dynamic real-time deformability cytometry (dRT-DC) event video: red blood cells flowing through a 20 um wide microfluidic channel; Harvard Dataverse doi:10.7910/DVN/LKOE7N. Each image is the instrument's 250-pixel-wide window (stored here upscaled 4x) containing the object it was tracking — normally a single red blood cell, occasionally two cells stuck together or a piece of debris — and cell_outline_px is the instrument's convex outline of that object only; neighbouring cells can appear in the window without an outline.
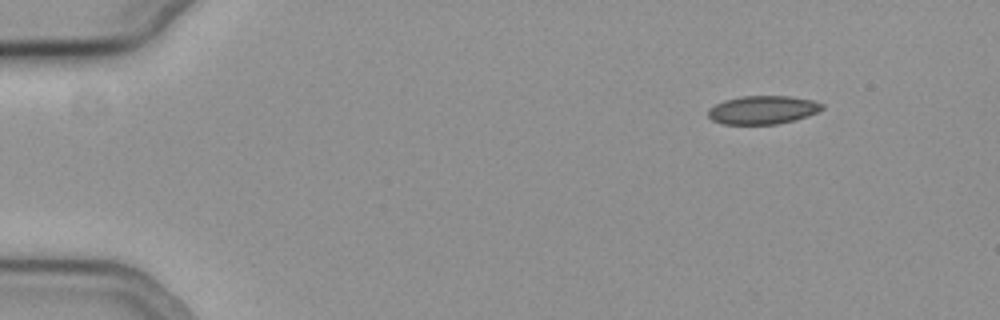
{"species": "common noctule bat (a hibernating species)", "species_latin": "Nyctalus noctula", "temperature_condition": "cold", "stored_images_in_passage": 13, "camera_frame_rate_fps": 3000, "um_per_image_px": 0.085, "animal": {"sex": "female", "body_mass_g": 19.3, "forearm_length_mm": 54.1}, "frame": {"image": 1, "passage_image": 1, "time_ms": 0.0, "image_size_px": [1000, 320], "cell_outline_px": [[824, 108], [808, 116], [776, 124], [724, 124], [712, 120], [708, 116], [708, 108], [724, 100], [740, 96], [792, 96], [812, 100], [824, 104]], "centroid_in_image_um": [64.82, 9.33], "position_along_channel_um": 20.2, "area_um2": 18.84}}
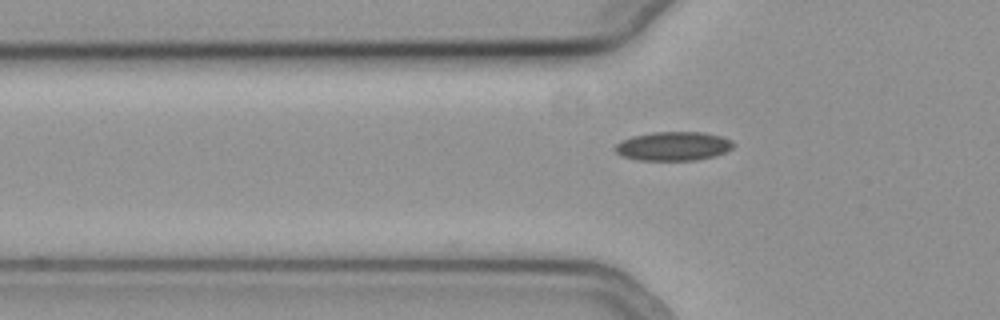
{"frame": {"image": 2, "passage_image": 13, "time_ms": 4.0, "image_size_px": [1000, 320], "cell_outline_px": [[736, 144], [732, 148], [724, 152], [712, 156], [696, 160], [640, 160], [620, 156], [612, 148], [620, 140], [632, 136], [652, 132], [704, 132], [720, 136], [732, 140]], "centroid_in_image_um": [57.19, 12.42], "position_along_channel_um": 68.6, "area_um2": 20.06}}